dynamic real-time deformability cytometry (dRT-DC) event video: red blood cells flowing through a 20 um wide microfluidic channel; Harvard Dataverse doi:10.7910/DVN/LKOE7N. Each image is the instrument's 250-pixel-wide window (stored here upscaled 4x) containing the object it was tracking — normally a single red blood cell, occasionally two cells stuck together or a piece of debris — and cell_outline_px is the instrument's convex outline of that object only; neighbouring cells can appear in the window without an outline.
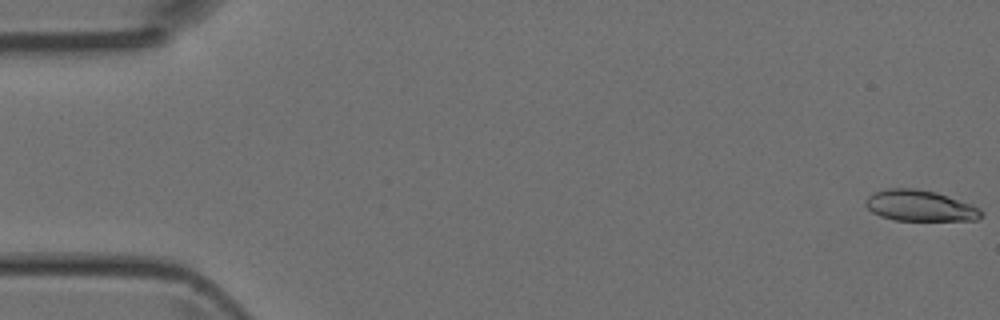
{"species": "Egyptian fruit bat (a non-hibernating species)", "species_latin": "Rousettus aegyptiacus", "temperature_condition": "room temperature", "stored_images_in_passage": 45, "camera_frame_rate_fps": 3000, "um_per_image_px": 0.085, "animal": {"sex": "female"}, "frame": {"image": 1, "passage_image": 1, "time_ms": 0.0, "image_size_px": [1000, 320], "cell_outline_px": [[984, 212], [976, 220], [892, 220], [880, 216], [872, 212], [864, 204], [864, 200], [868, 196], [876, 192], [888, 188], [916, 188], [936, 192], [972, 204], [980, 208]], "centroid_in_image_um": [78.18, 17.48], "position_along_channel_um": 6.8, "area_um2": 20.92}}
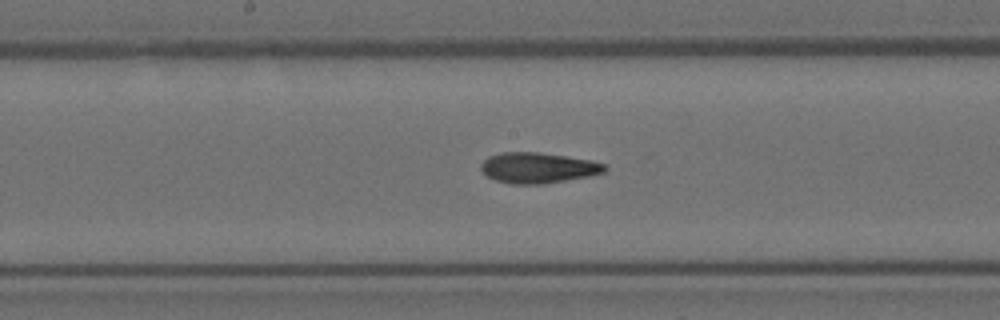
{"frame": {"image": 2, "passage_image": 25, "time_ms": 8.0, "image_size_px": [1000, 320], "cell_outline_px": [[608, 168], [604, 172], [588, 176], [544, 184], [512, 184], [496, 180], [488, 176], [480, 168], [480, 164], [488, 156], [500, 152], [536, 152], [564, 156], [588, 160], [604, 164]], "centroid_in_image_um": [45.69, 14.26], "position_along_channel_um": 202.5, "area_um2": 21.85}}
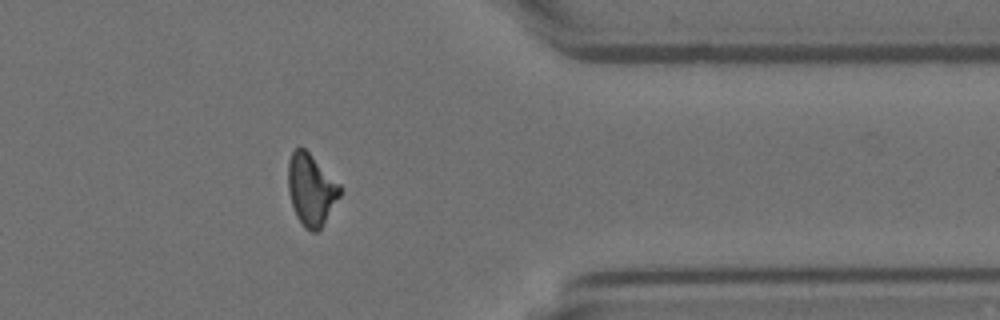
{"frame": {"image": 3, "passage_image": 39, "time_ms": 12.667, "image_size_px": [1000, 320], "cell_outline_px": [[340, 196], [320, 228], [316, 232], [312, 232], [304, 228], [296, 216], [288, 192], [288, 160], [292, 152], [296, 148], [304, 148], [340, 184]], "centroid_in_image_um": [26.42, 16.12], "position_along_channel_um": 385.0, "area_um2": 21.33}}